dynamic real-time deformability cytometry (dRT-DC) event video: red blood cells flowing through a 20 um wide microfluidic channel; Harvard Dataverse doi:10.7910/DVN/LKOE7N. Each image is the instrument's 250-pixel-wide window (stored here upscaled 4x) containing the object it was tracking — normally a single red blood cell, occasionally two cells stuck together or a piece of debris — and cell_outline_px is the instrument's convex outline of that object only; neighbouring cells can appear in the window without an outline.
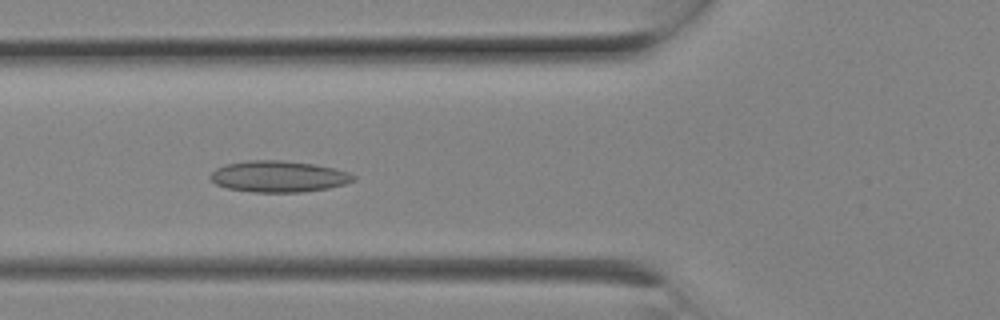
{"species": "Egyptian fruit bat (a non-hibernating species)", "species_latin": "Rousettus aegyptiacus", "temperature_condition": "room temperature", "stored_images_in_passage": 9, "camera_frame_rate_fps": 3000, "um_per_image_px": 0.085, "animal": {"sex": "female"}, "frame": {"image": 1, "passage_image": 8, "time_ms": 2.333, "image_size_px": [1000, 320], "cell_outline_px": [[356, 180], [344, 184], [328, 188], [304, 192], [252, 192], [228, 188], [216, 184], [208, 176], [216, 168], [224, 164], [248, 160], [284, 160], [316, 164], [348, 172], [356, 176]], "centroid_in_image_um": [23.67, 14.99], "position_along_channel_um": 102.1, "area_um2": 26.24}}
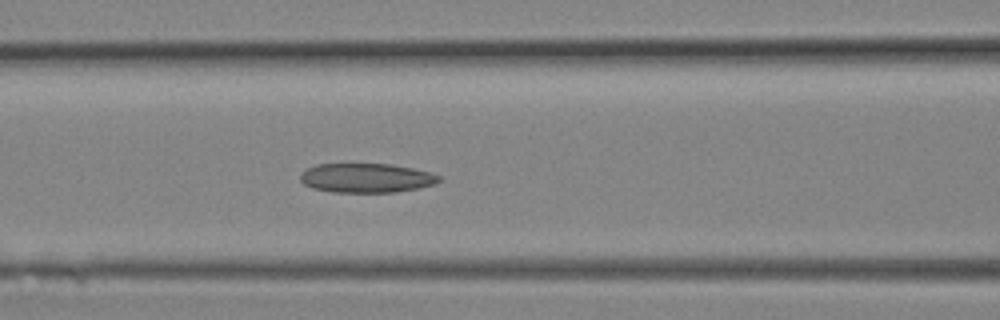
{"frame": {"image": 2, "passage_image": 9, "time_ms": 2.667, "image_size_px": [1000, 320], "cell_outline_px": [[440, 180], [436, 184], [420, 188], [396, 192], [332, 192], [312, 188], [304, 184], [300, 180], [300, 172], [316, 164], [392, 164], [432, 172], [440, 176]], "centroid_in_image_um": [31.15, 15.13], "position_along_channel_um": 135.4, "area_um2": 23.87}}